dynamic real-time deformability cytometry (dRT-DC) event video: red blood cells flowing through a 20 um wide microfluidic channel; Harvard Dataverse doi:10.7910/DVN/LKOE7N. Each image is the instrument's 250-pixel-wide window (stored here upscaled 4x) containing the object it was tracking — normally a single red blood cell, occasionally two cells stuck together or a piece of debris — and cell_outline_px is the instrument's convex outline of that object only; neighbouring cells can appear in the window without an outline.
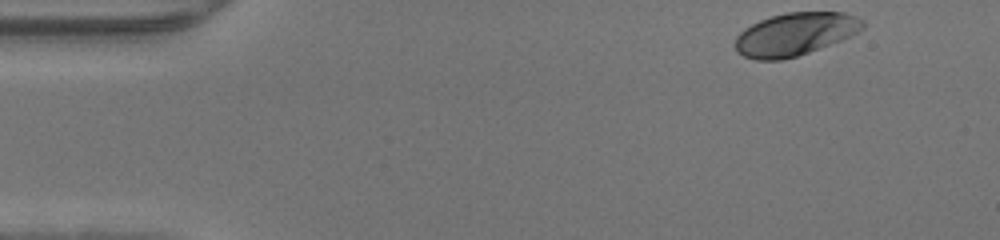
{"species": "human", "species_latin": "Homo sapiens", "temperature_condition": "warm", "stored_images_in_passage": 44, "camera_frame_rate_fps": 3000, "um_per_image_px": 0.085, "donor": {"sex": "male"}, "frame": {"image": 1, "passage_image": 1, "time_ms": 0.0, "image_size_px": [1000, 240], "cell_outline_px": [[864, 28], [840, 40], [808, 52], [796, 56], [780, 60], [756, 60], [744, 56], [736, 52], [736, 36], [744, 28], [760, 20], [772, 16], [788, 12], [844, 12], [856, 16], [864, 20]], "centroid_in_image_um": [67.56, 2.89], "position_along_channel_um": 17.4, "area_um2": 31.56}}
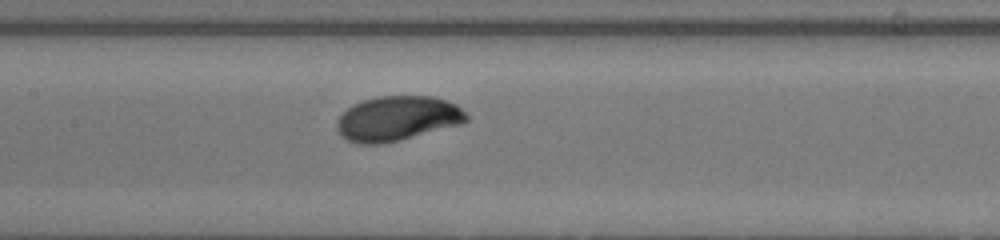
{"frame": {"image": 2, "passage_image": 19, "time_ms": 6.0, "image_size_px": [1000, 240], "cell_outline_px": [[468, 120], [460, 124], [400, 140], [380, 144], [356, 144], [340, 136], [336, 128], [336, 120], [352, 104], [364, 100], [380, 96], [432, 96], [456, 104], [468, 116]], "centroid_in_image_um": [33.73, 10.08], "position_along_channel_um": 173.7, "area_um2": 33.7}}
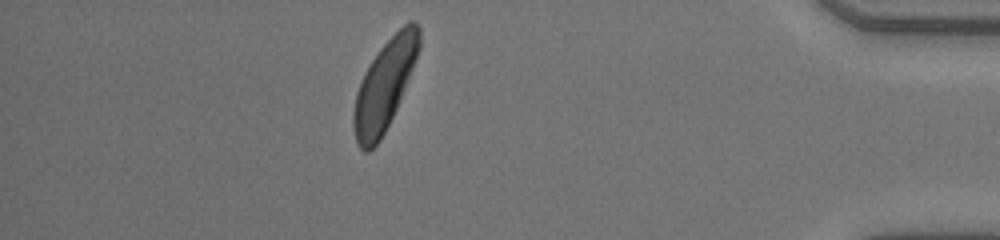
{"frame": {"image": 3, "passage_image": 38, "time_ms": 12.333, "image_size_px": [1000, 240], "cell_outline_px": [[420, 48], [396, 108], [380, 140], [368, 152], [364, 152], [360, 148], [356, 140], [352, 124], [352, 112], [356, 92], [364, 72], [380, 48], [408, 20], [412, 20], [420, 28]], "centroid_in_image_um": [32.66, 7.25], "position_along_channel_um": 402.5, "area_um2": 33.76}}